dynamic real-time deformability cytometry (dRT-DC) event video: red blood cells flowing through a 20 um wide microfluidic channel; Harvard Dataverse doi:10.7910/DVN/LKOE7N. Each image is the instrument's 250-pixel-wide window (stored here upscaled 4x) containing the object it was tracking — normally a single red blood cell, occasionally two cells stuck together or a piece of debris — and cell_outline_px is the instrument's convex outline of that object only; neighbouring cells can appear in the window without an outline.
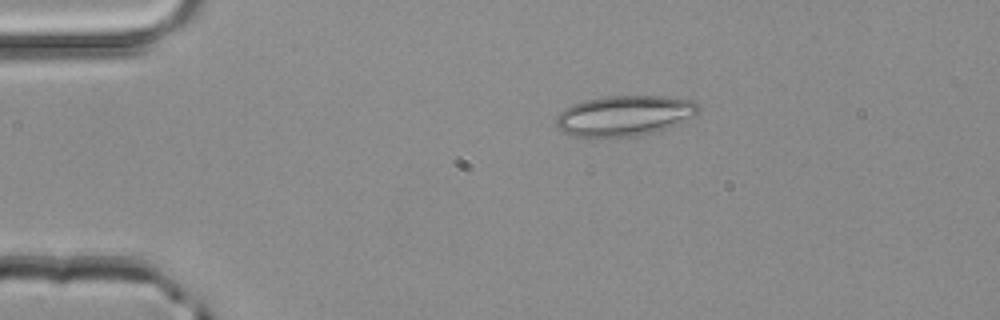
{"species": "common noctule bat (a hibernating species)", "species_latin": "Nyctalus noctula", "temperature_condition": "room temperature", "stored_images_in_passage": 2, "camera_frame_rate_fps": 3000, "um_per_image_px": 0.085, "animal": {"sex": "male", "body_mass_g": 20.4}, "frame": {"image": 1, "passage_image": 1, "time_ms": 0.0, "image_size_px": [1000, 320], "cell_outline_px": [[700, 108], [692, 116], [680, 124], [656, 132], [636, 136], [576, 136], [564, 132], [556, 128], [556, 116], [564, 108], [572, 104], [584, 100], [608, 96], [664, 96], [692, 100]], "centroid_in_image_um": [53.07, 9.82], "position_along_channel_um": 31.9, "area_um2": 33.41}}